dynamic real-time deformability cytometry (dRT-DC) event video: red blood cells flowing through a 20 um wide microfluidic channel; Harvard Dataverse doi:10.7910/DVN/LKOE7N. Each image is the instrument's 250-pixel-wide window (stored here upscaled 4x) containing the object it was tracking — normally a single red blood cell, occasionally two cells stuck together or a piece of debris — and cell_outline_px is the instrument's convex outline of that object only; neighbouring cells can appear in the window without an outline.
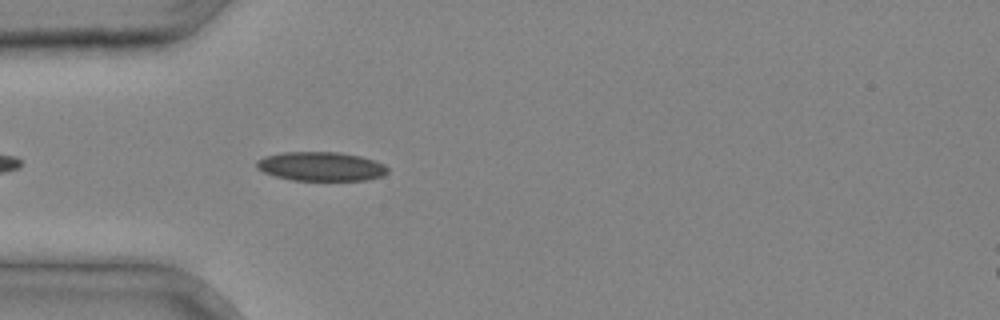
{"species": "common noctule bat (a hibernating species)", "species_latin": "Nyctalus noctula", "temperature_condition": "cold", "stored_images_in_passage": 16, "camera_frame_rate_fps": 3000, "um_per_image_px": 0.085, "animal": {"sex": "male", "body_mass_g": 20.4}, "frame": {"image": 1, "passage_image": 3, "time_ms": 0.667, "image_size_px": [1000, 320], "cell_outline_px": [[388, 172], [384, 176], [368, 180], [292, 180], [276, 176], [264, 172], [256, 168], [256, 160], [264, 156], [284, 152], [340, 152], [360, 156], [384, 164], [388, 168]], "centroid_in_image_um": [27.29, 14.14], "position_along_channel_um": 57.7, "area_um2": 22.25}}
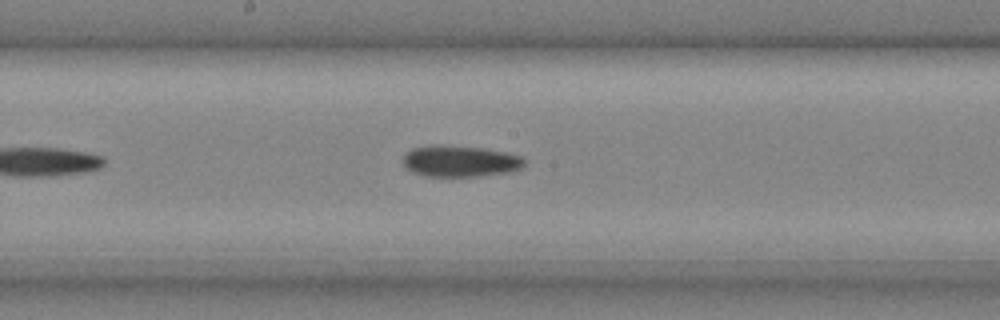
{"frame": {"image": 2, "passage_image": 12, "time_ms": 3.667, "image_size_px": [1000, 320], "cell_outline_px": [[524, 164], [520, 168], [512, 172], [476, 176], [424, 176], [412, 172], [404, 168], [404, 152], [412, 148], [428, 144], [440, 144], [484, 148], [508, 152], [520, 156], [524, 160]], "centroid_in_image_um": [39.06, 13.68], "position_along_channel_um": 209.1, "area_um2": 22.54}}